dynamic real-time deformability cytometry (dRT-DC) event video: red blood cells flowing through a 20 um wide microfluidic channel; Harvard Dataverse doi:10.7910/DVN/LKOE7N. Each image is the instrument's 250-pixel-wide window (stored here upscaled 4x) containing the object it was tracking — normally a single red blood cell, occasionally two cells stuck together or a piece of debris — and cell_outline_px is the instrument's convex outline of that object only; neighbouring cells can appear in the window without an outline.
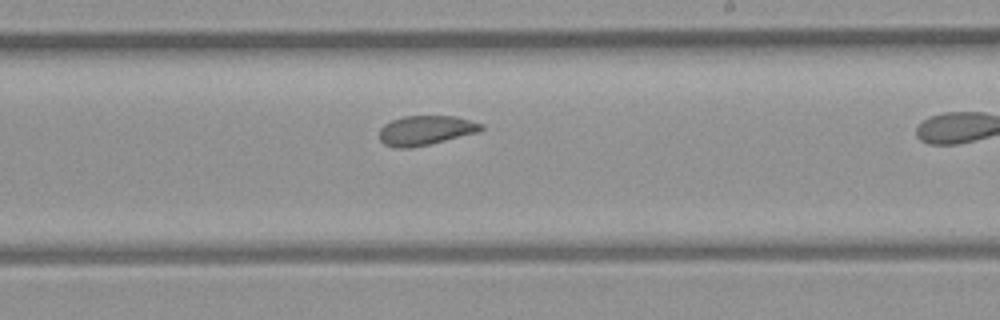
{"species": "common noctule bat (a hibernating species)", "species_latin": "Nyctalus noctula", "temperature_condition": "room temperature", "stored_images_in_passage": 24, "camera_frame_rate_fps": 3000, "um_per_image_px": 0.085, "animal": {"sex": "female", "body_mass_g": 21.9}, "frame": {"image": 1, "passage_image": 21, "time_ms": 6.667, "image_size_px": [1000, 320], "cell_outline_px": [[484, 128], [480, 132], [428, 144], [408, 148], [396, 148], [384, 144], [380, 140], [380, 128], [384, 124], [392, 120], [404, 116], [456, 116], [484, 124]], "centroid_in_image_um": [36.2, 11.07], "position_along_channel_um": 252.8, "area_um2": 17.51}}